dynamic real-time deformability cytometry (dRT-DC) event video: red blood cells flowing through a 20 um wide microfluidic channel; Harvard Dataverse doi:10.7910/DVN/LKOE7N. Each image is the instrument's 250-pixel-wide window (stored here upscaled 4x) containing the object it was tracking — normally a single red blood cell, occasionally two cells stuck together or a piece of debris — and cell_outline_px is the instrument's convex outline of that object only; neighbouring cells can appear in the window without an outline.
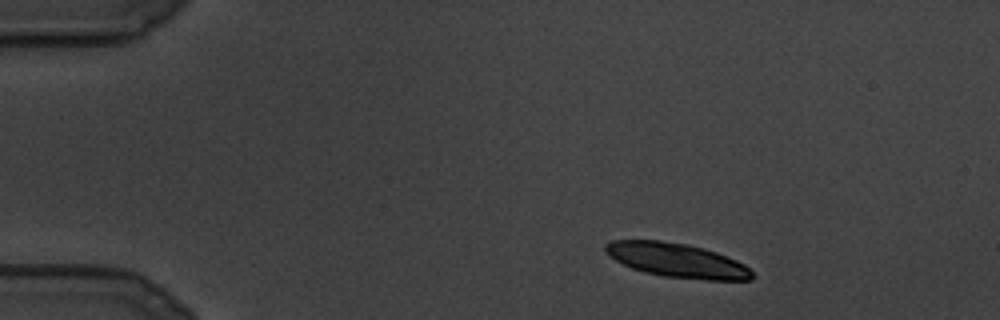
{"species": "common noctule bat (a hibernating species)", "species_latin": "Nyctalus noctula", "temperature_condition": "cold", "stored_images_in_passage": 19, "camera_frame_rate_fps": 3000, "um_per_image_px": 0.085, "animal": {"sex": "male", "body_mass_g": 19.5, "forearm_length_mm": 54.6}, "frame": {"image": 1, "passage_image": 1, "time_ms": 0.0, "image_size_px": [1000, 320], "cell_outline_px": [[756, 276], [752, 280], [708, 280], [664, 276], [644, 272], [632, 268], [616, 260], [604, 252], [604, 244], [612, 240], [660, 240], [688, 244], [704, 248], [716, 252], [736, 260], [744, 264]], "centroid_in_image_um": [57.54, 22.12], "position_along_channel_um": 27.5, "area_um2": 29.3}}